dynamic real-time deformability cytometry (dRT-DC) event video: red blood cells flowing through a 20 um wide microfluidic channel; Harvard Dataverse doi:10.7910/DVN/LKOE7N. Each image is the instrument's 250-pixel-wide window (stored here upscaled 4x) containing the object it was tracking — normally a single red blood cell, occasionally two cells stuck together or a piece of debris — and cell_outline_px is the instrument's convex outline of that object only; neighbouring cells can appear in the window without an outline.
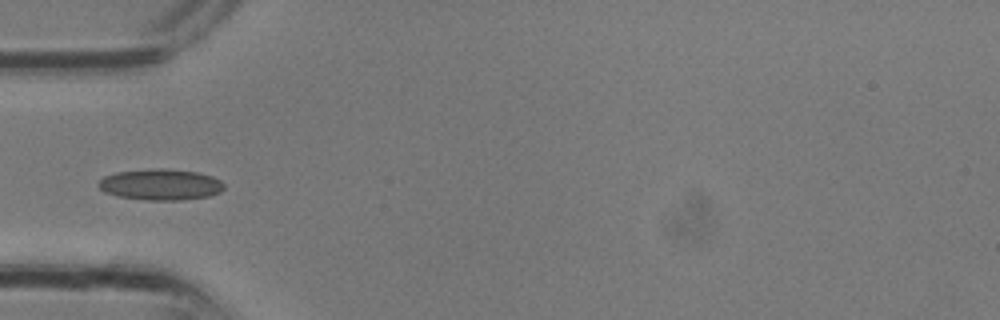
{"species": "common noctule bat (a hibernating species)", "species_latin": "Nyctalus noctula", "temperature_condition": "room temperature", "stored_images_in_passage": 12, "camera_frame_rate_fps": 3000, "um_per_image_px": 0.085, "animal": {"sex": "male", "body_mass_g": 13.3}, "frame": {"image": 1, "passage_image": 9, "time_ms": 2.667, "image_size_px": [1000, 320], "cell_outline_px": [[224, 188], [220, 192], [208, 196], [180, 200], [144, 200], [116, 196], [104, 192], [96, 184], [104, 176], [116, 172], [160, 168], [164, 168], [196, 172], [212, 176], [220, 180], [224, 184]], "centroid_in_image_um": [13.63, 15.69], "position_along_channel_um": 71.4, "area_um2": 22.77}}
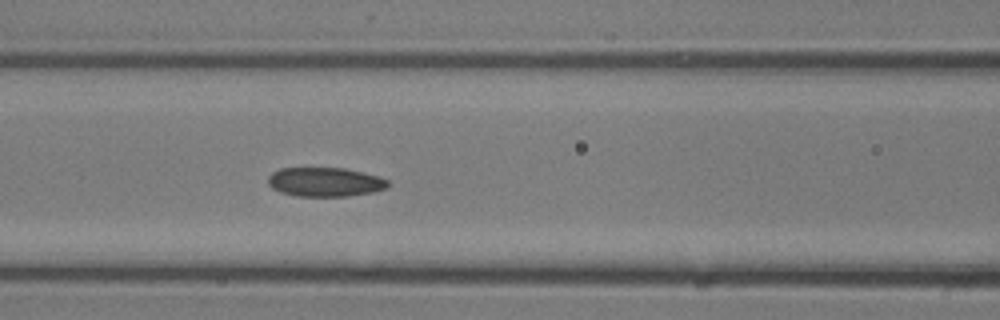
{"frame": {"image": 2, "passage_image": 12, "time_ms": 3.667, "image_size_px": [1000, 320], "cell_outline_px": [[388, 188], [372, 192], [348, 196], [296, 196], [280, 192], [272, 188], [268, 184], [268, 176], [272, 172], [280, 168], [344, 168], [380, 176], [388, 180]], "centroid_in_image_um": [27.62, 15.47], "position_along_channel_um": 139.0, "area_um2": 20.46}}